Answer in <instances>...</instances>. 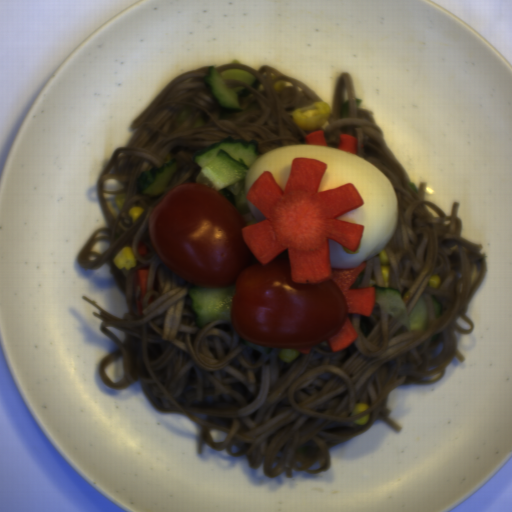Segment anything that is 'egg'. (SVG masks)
<instances>
[{
	"label": "egg",
	"mask_w": 512,
	"mask_h": 512,
	"mask_svg": "<svg viewBox=\"0 0 512 512\" xmlns=\"http://www.w3.org/2000/svg\"><path fill=\"white\" fill-rule=\"evenodd\" d=\"M260 154L247 169L244 178L246 192L263 171H270L284 191L295 157L327 163L319 192L345 183L355 185L364 204L336 219L361 224L364 232L355 251L328 239L331 267L353 269L386 249L397 228L399 200L390 178L376 165L358 153L354 155L338 147L307 142L278 147Z\"/></svg>",
	"instance_id": "1"
},
{
	"label": "egg",
	"mask_w": 512,
	"mask_h": 512,
	"mask_svg": "<svg viewBox=\"0 0 512 512\" xmlns=\"http://www.w3.org/2000/svg\"><path fill=\"white\" fill-rule=\"evenodd\" d=\"M247 204L249 206V209H250V212L253 216V218L255 219V221L257 223L265 220V216L263 215L262 211L259 210L257 207H255L248 199H247Z\"/></svg>",
	"instance_id": "2"
}]
</instances>
